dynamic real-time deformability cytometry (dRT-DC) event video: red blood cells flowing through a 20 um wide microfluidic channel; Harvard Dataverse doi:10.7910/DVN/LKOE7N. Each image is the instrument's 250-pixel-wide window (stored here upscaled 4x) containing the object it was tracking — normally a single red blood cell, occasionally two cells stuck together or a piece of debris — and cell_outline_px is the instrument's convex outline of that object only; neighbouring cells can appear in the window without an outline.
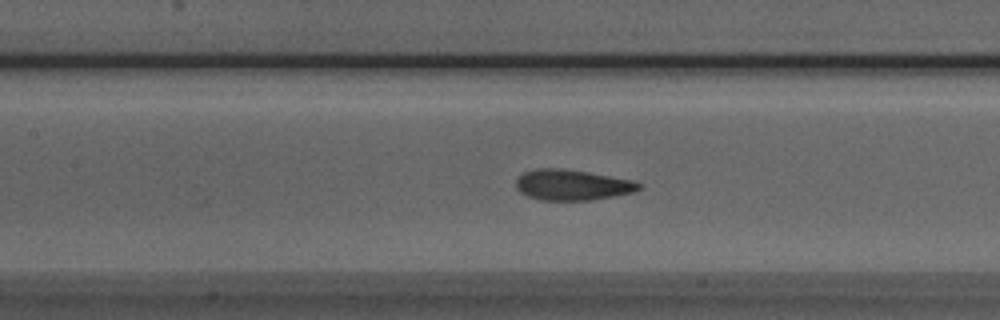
{"species": "Egyptian fruit bat (a non-hibernating species)", "species_latin": "Rousettus aegyptiacus", "temperature_condition": "room temperature", "stored_images_in_passage": 52, "camera_frame_rate_fps": 3000, "um_per_image_px": 0.085, "animal": {"sex": "male"}, "frame": {"image": 1, "passage_image": 22, "time_ms": 7.0, "image_size_px": [1000, 320], "cell_outline_px": [[644, 188], [632, 192], [592, 200], [540, 200], [528, 196], [520, 192], [516, 188], [516, 176], [524, 172], [536, 168], [564, 168], [588, 172], [632, 180], [640, 184]], "centroid_in_image_um": [48.59, 15.71], "position_along_channel_um": 158.8, "area_um2": 22.02}}
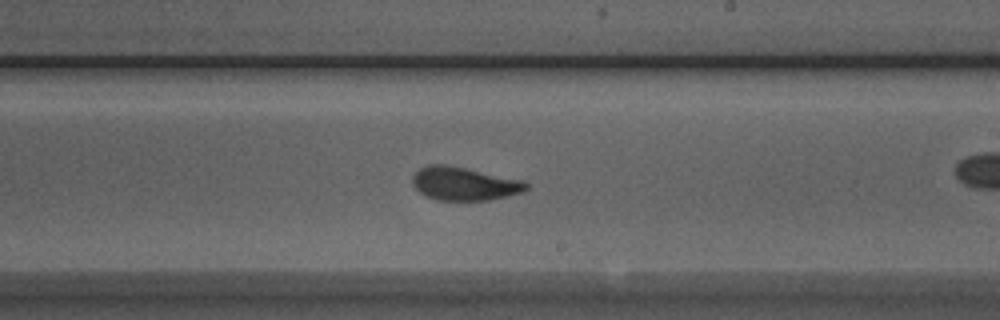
{"frame": {"image": 2, "passage_image": 29, "time_ms": 9.333, "image_size_px": [1000, 320], "cell_outline_px": [[528, 188], [524, 192], [508, 196], [488, 200], [436, 200], [420, 192], [412, 184], [412, 176], [420, 168], [428, 164], [444, 164], [524, 180], [528, 184]], "centroid_in_image_um": [39.47, 15.61], "position_along_channel_um": 249.5, "area_um2": 22.02}}
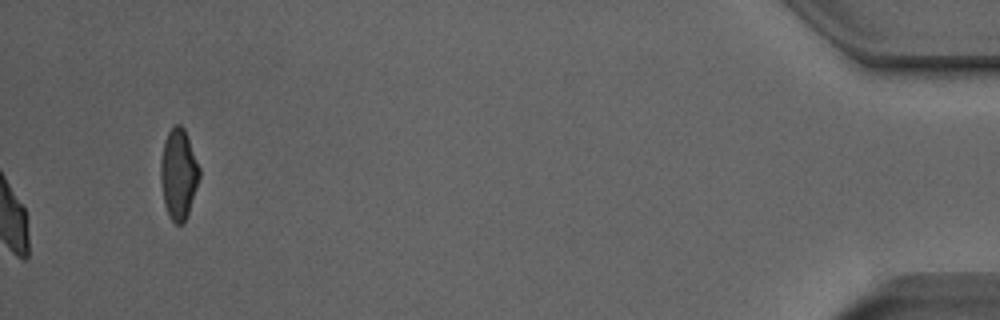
{"frame": {"image": 3, "passage_image": 52, "time_ms": 17.0, "image_size_px": [1000, 320], "cell_outline_px": [[200, 176], [184, 224], [176, 224], [168, 216], [164, 204], [160, 180], [160, 164], [164, 140], [168, 132], [176, 124], [180, 124], [184, 128], [200, 168]], "centroid_in_image_um": [15.16, 14.8], "position_along_channel_um": 420.0, "area_um2": 20.35}, "authors_computed_cell_mechanics": {"area_um2": 22.0218, "velocity_mm_per_s": 3.8996, "shape_relaxation_time_tau1_ms": 5.1821, "shape_relaxation_time_tau2_ms": 1.1269, "deformation_change_tau1": 0.1662, "deformation_change_tau2": 0.062}}